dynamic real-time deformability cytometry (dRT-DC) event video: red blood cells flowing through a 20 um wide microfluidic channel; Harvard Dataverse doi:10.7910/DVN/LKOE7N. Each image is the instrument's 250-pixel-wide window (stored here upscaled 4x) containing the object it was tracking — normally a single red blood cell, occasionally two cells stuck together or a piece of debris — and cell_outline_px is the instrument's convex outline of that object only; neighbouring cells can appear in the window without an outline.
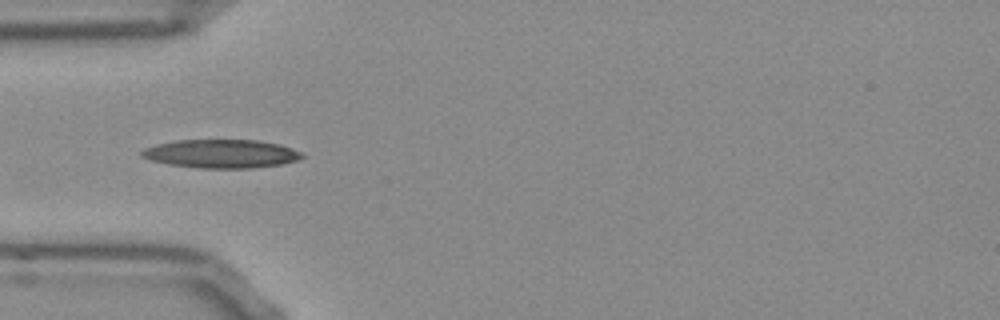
{"species": "Egyptian fruit bat (a non-hibernating species)", "species_latin": "Rousettus aegyptiacus", "temperature_condition": "room temperature", "stored_images_in_passage": 14, "camera_frame_rate_fps": 3000, "um_per_image_px": 0.085, "frame": {"image": 1, "passage_image": 1, "time_ms": 0.0, "image_size_px": [1000, 320], "cell_outline_px": [[304, 156], [296, 160], [280, 164], [252, 168], [200, 168], [168, 164], [152, 160], [140, 156], [140, 152], [144, 148], [156, 144], [176, 140], [256, 140], [280, 144], [292, 148], [300, 152]], "centroid_in_image_um": [18.78, 13.06], "position_along_channel_um": 66.2, "area_um2": 26.53}}